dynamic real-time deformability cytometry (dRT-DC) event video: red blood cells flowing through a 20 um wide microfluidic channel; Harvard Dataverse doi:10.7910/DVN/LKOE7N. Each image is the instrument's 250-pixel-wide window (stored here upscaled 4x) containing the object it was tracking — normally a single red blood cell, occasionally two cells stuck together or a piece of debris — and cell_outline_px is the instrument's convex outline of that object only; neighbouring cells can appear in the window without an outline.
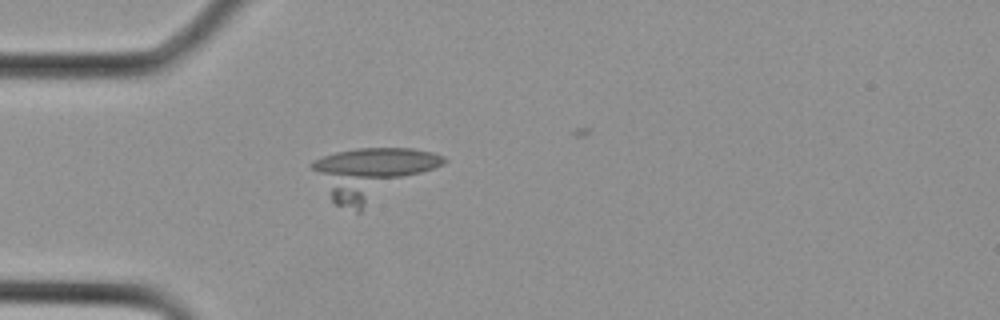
{"species": "Egyptian fruit bat (a non-hibernating species)", "species_latin": "Rousettus aegyptiacus", "temperature_condition": "cold", "stored_images_in_passage": 13, "camera_frame_rate_fps": 3000, "um_per_image_px": 0.085, "animal": {"sex": "female"}, "frame": {"image": 1, "passage_image": 10, "time_ms": 3.0, "image_size_px": [1000, 320], "cell_outline_px": [[448, 160], [444, 164], [360, 212], [356, 212], [336, 204], [332, 200], [308, 164], [312, 160], [336, 152], [356, 148], [412, 148], [432, 152], [444, 156]], "centroid_in_image_um": [31.58, 14.74], "position_along_channel_um": 53.4, "area_um2": 39.48}}